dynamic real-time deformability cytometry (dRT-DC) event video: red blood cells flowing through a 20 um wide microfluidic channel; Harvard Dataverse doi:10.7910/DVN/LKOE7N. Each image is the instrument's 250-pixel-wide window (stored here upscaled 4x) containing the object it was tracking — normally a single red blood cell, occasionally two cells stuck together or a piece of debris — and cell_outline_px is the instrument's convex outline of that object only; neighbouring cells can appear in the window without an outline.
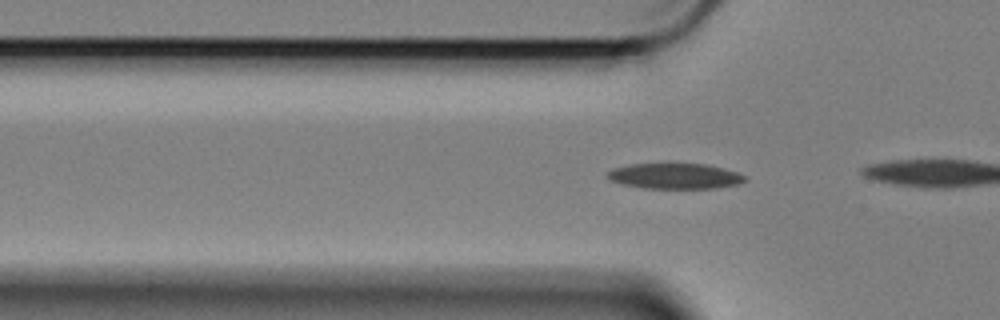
{"species": "Egyptian fruit bat (a non-hibernating species)", "species_latin": "Rousettus aegyptiacus", "temperature_condition": "cold", "stored_images_in_passage": 46, "camera_frame_rate_fps": 3000, "um_per_image_px": 0.085, "animal": {"sex": "female"}, "frame": {"image": 1, "passage_image": 18, "time_ms": 5.667, "image_size_px": [1000, 320], "cell_outline_px": [[744, 180], [736, 184], [716, 188], [640, 188], [620, 184], [612, 180], [608, 176], [608, 172], [616, 168], [632, 164], [704, 164], [724, 168], [736, 172], [744, 176]], "centroid_in_image_um": [57.35, 14.97], "position_along_channel_um": 68.5, "area_um2": 20.06}}
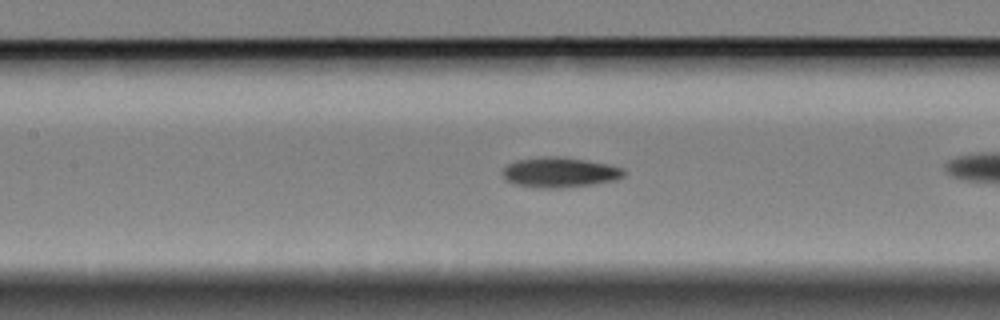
{"frame": {"image": 2, "passage_image": 26, "time_ms": 8.333, "image_size_px": [1000, 320], "cell_outline_px": [[624, 176], [616, 180], [592, 184], [560, 188], [536, 188], [512, 184], [504, 176], [504, 168], [508, 164], [516, 160], [548, 156], [556, 156], [584, 160], [604, 164], [620, 168], [624, 172]], "centroid_in_image_um": [47.53, 14.66], "position_along_channel_um": 159.9, "area_um2": 20.92}}
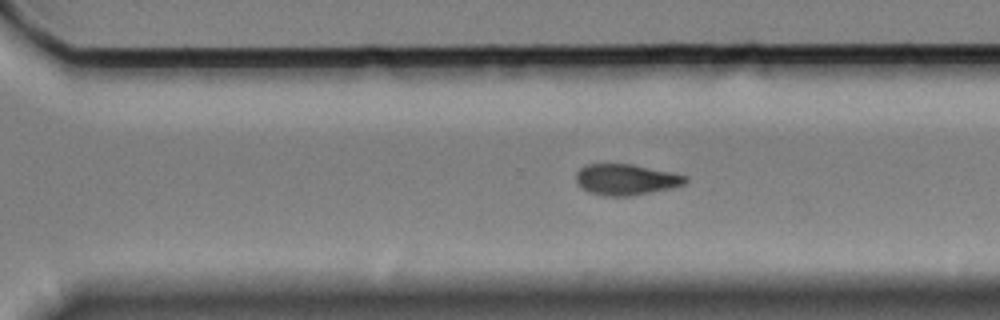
{"frame": {"image": 3, "passage_image": 40, "time_ms": 13.0, "image_size_px": [1000, 320], "cell_outline_px": [[688, 180], [684, 184], [672, 188], [632, 196], [604, 196], [588, 192], [576, 180], [576, 172], [580, 168], [588, 164], [632, 164], [672, 172], [688, 176]], "centroid_in_image_um": [53.24, 15.26], "position_along_channel_um": 317.4, "area_um2": 19.77}}